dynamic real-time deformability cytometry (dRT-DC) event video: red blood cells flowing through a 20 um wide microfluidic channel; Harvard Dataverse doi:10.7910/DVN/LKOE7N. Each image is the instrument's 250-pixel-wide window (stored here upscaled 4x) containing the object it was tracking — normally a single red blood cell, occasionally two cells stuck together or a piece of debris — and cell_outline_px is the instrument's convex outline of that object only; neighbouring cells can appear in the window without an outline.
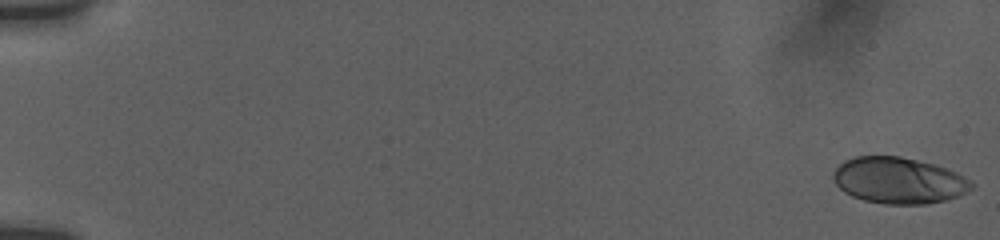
{"species": "human", "species_latin": "Homo sapiens", "temperature_condition": "room temperature", "stored_images_in_passage": 56, "camera_frame_rate_fps": 3000, "um_per_image_px": 0.085, "donor": {"sex": "female"}, "frame": {"image": 1, "passage_image": 1, "time_ms": 0.0, "image_size_px": [1000, 240], "cell_outline_px": [[976, 184], [972, 188], [960, 196], [928, 204], [884, 204], [864, 200], [852, 196], [844, 192], [832, 180], [832, 172], [844, 160], [856, 156], [900, 156], [932, 164], [956, 172], [972, 180]], "centroid_in_image_um": [76.39, 15.34], "position_along_channel_um": 8.6, "area_um2": 37.4}}
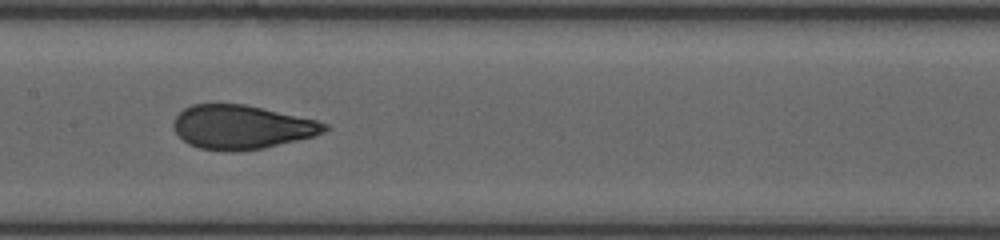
{"frame": {"image": 2, "passage_image": 30, "time_ms": 9.667, "image_size_px": [1000, 240], "cell_outline_px": [[328, 128], [324, 132], [312, 136], [264, 148], [236, 152], [200, 148], [188, 144], [172, 128], [172, 124], [176, 116], [184, 108], [192, 104], [244, 104], [316, 120], [328, 124]], "centroid_in_image_um": [20.51, 10.8], "position_along_channel_um": 186.9, "area_um2": 38.38}}
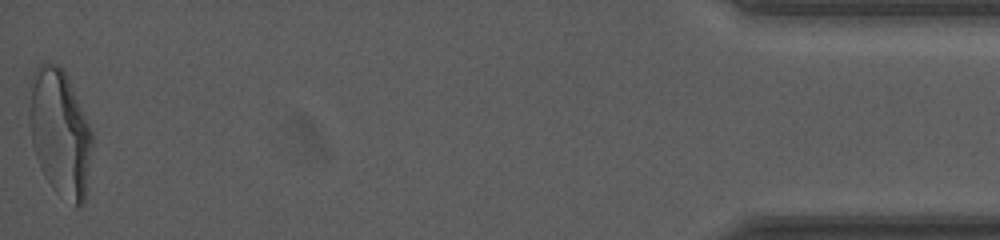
{"frame": {"image": 3, "passage_image": 56, "time_ms": 18.333, "image_size_px": [1000, 240], "cell_outline_px": [[92, 144], [84, 200], [80, 208], [76, 208], [56, 192], [52, 188], [44, 176], [40, 168], [32, 144], [24, 96], [28, 80], [32, 72], [44, 60], [60, 64], [64, 68], [92, 132]], "centroid_in_image_um": [5.0, 11.17], "position_along_channel_um": 430.2, "area_um2": 47.92}, "authors_computed_cell_mechanics": {"area_um2": 38.6971, "velocity_mm_per_s": 3.7734, "shape_relaxation_time_tau1_ms": 5.1107, "shape_relaxation_time_tau2_ms": null, "deformation_change_tau1": 0.2185, "deformation_change_tau2": null}}